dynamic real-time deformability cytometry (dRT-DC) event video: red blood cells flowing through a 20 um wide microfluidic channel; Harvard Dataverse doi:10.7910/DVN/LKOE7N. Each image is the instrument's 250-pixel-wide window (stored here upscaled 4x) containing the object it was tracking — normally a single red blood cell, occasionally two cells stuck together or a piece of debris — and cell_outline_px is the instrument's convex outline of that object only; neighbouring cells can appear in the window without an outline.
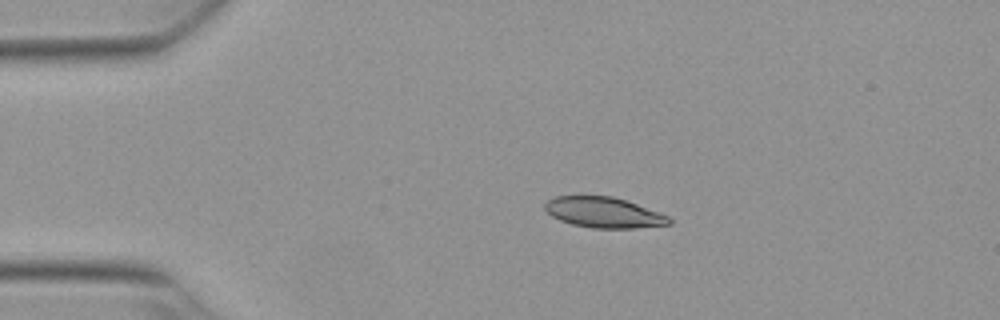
{"species": "Egyptian fruit bat (a non-hibernating species)", "species_latin": "Rousettus aegyptiacus", "temperature_condition": "warm", "stored_images_in_passage": 4, "camera_frame_rate_fps": 3000, "um_per_image_px": 0.085, "animal": {"sex": "female"}, "frame": {"image": 1, "passage_image": 1, "time_ms": 0.0, "image_size_px": [1000, 320], "cell_outline_px": [[672, 224], [636, 228], [592, 228], [572, 224], [560, 220], [552, 216], [544, 208], [544, 204], [552, 196], [612, 196], [660, 212], [668, 216], [672, 220]], "centroid_in_image_um": [51.32, 18.06], "position_along_channel_um": 33.7, "area_um2": 22.08}}